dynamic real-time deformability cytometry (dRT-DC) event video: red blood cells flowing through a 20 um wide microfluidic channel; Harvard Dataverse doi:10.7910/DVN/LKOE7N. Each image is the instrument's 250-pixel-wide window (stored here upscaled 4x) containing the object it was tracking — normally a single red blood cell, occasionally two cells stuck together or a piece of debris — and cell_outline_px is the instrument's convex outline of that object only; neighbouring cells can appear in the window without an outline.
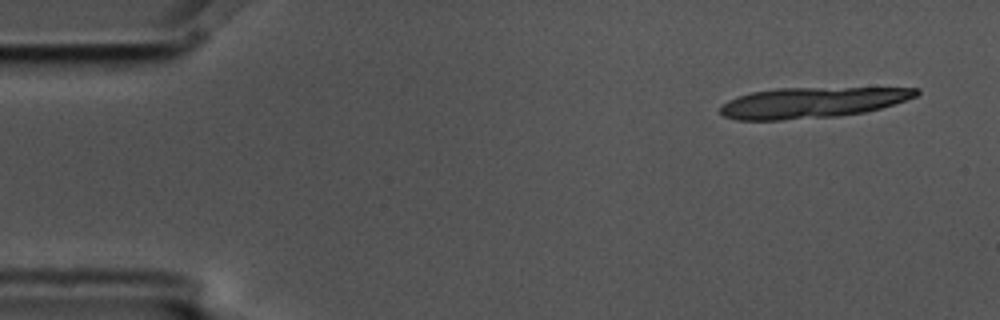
{"species": "common noctule bat (a hibernating species)", "species_latin": "Nyctalus noctula", "temperature_condition": "cold", "stored_images_in_passage": 5, "segment_of_instrument_passage": [1, 2], "camera_frame_rate_fps": 3000, "um_per_image_px": 0.085, "animal": {"sex": "male", "body_mass_g": 17.5, "forearm_length_mm": 52.3}, "frame": {"image": 1, "passage_image": 1, "time_ms": 0.0, "image_size_px": [1000, 320], "cell_outline_px": [[920, 92], [916, 96], [880, 108], [864, 112], [840, 116], [780, 120], [736, 120], [724, 116], [720, 112], [720, 108], [728, 100], [736, 96], [752, 92], [776, 88], [920, 88]], "centroid_in_image_um": [68.98, 8.72], "position_along_channel_um": 16.0, "area_um2": 34.85}}